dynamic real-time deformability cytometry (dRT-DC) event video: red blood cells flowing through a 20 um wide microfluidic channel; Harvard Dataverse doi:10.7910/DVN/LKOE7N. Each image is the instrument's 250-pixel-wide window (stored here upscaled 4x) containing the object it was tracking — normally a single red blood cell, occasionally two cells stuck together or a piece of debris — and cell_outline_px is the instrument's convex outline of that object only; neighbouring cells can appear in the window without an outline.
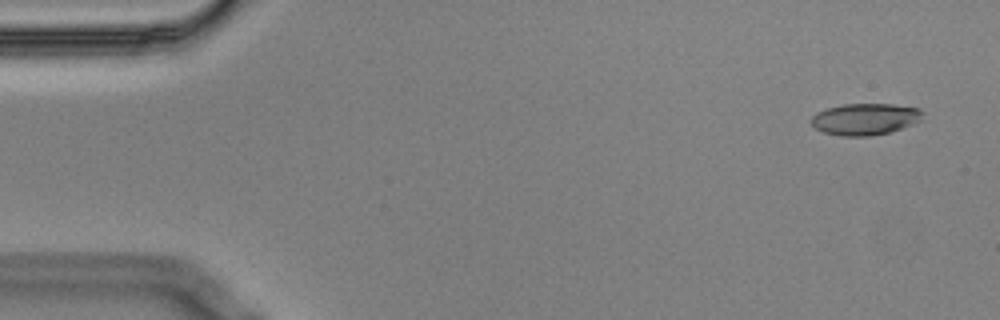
{"species": "Egyptian fruit bat (a non-hibernating species)", "species_latin": "Rousettus aegyptiacus", "temperature_condition": "cold", "stored_images_in_passage": 56, "camera_frame_rate_fps": 3000, "um_per_image_px": 0.085, "animal": {"sex": "male"}, "frame": {"image": 1, "passage_image": 3, "time_ms": 0.667, "image_size_px": [1000, 320], "cell_outline_px": [[924, 112], [920, 120], [912, 124], [888, 132], [868, 136], [840, 136], [824, 132], [816, 128], [808, 120], [816, 112], [828, 108], [844, 104], [892, 104], [920, 108]], "centroid_in_image_um": [73.51, 10.11], "position_along_channel_um": 11.5, "area_um2": 20.46}}
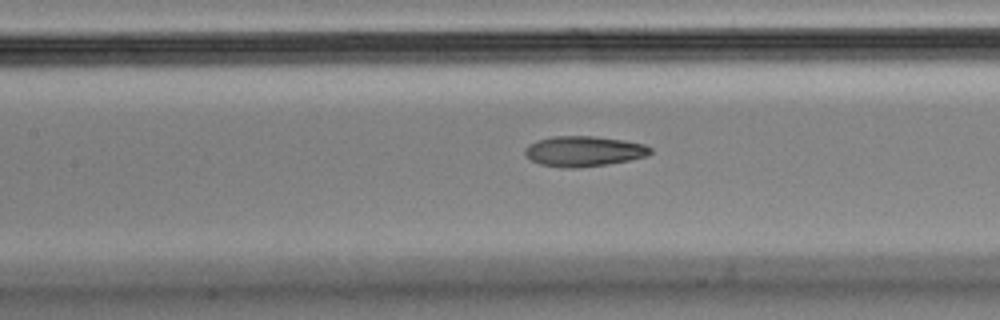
{"frame": {"image": 2, "passage_image": 25, "time_ms": 8.0, "image_size_px": [1000, 320], "cell_outline_px": [[652, 152], [648, 156], [608, 164], [580, 168], [564, 168], [540, 164], [532, 160], [524, 152], [524, 148], [528, 144], [536, 140], [552, 136], [592, 136], [624, 140], [644, 144], [652, 148]], "centroid_in_image_um": [49.62, 12.85], "position_along_channel_um": 157.8, "area_um2": 22.31}}
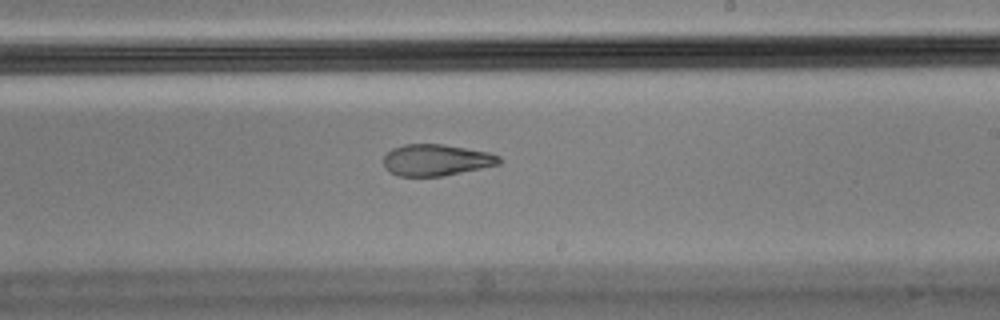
{"frame": {"image": 3, "passage_image": 33, "time_ms": 10.667, "image_size_px": [1000, 320], "cell_outline_px": [[504, 160], [500, 164], [444, 176], [400, 176], [388, 172], [384, 164], [384, 156], [392, 148], [404, 144], [440, 144], [488, 152], [500, 156]], "centroid_in_image_um": [37.09, 13.61], "position_along_channel_um": 251.9, "area_um2": 21.21}, "authors_computed_cell_mechanics": {"area_um2": 21.8484, "velocity_mm_per_s": 3.5412, "shape_relaxation_time_tau1_ms": null, "shape_relaxation_time_tau2_ms": 2.9802, "deformation_change_tau1": null, "deformation_change_tau2": 0.1078}}